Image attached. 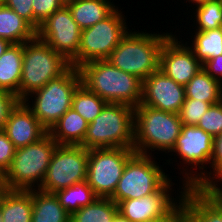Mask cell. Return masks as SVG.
Wrapping results in <instances>:
<instances>
[{
	"label": "cell",
	"mask_w": 222,
	"mask_h": 222,
	"mask_svg": "<svg viewBox=\"0 0 222 222\" xmlns=\"http://www.w3.org/2000/svg\"><path fill=\"white\" fill-rule=\"evenodd\" d=\"M81 84L107 103L137 107L142 97V80L113 66L107 60H93L78 67Z\"/></svg>",
	"instance_id": "obj_1"
},
{
	"label": "cell",
	"mask_w": 222,
	"mask_h": 222,
	"mask_svg": "<svg viewBox=\"0 0 222 222\" xmlns=\"http://www.w3.org/2000/svg\"><path fill=\"white\" fill-rule=\"evenodd\" d=\"M171 35L130 30L106 60L143 81L159 70L162 46Z\"/></svg>",
	"instance_id": "obj_2"
},
{
	"label": "cell",
	"mask_w": 222,
	"mask_h": 222,
	"mask_svg": "<svg viewBox=\"0 0 222 222\" xmlns=\"http://www.w3.org/2000/svg\"><path fill=\"white\" fill-rule=\"evenodd\" d=\"M182 125L177 113L139 104L134 108L133 149L136 153L144 155H152L151 152L155 150L171 153Z\"/></svg>",
	"instance_id": "obj_3"
},
{
	"label": "cell",
	"mask_w": 222,
	"mask_h": 222,
	"mask_svg": "<svg viewBox=\"0 0 222 222\" xmlns=\"http://www.w3.org/2000/svg\"><path fill=\"white\" fill-rule=\"evenodd\" d=\"M81 146L88 150L134 148V108L121 103H107L88 124Z\"/></svg>",
	"instance_id": "obj_4"
},
{
	"label": "cell",
	"mask_w": 222,
	"mask_h": 222,
	"mask_svg": "<svg viewBox=\"0 0 222 222\" xmlns=\"http://www.w3.org/2000/svg\"><path fill=\"white\" fill-rule=\"evenodd\" d=\"M71 67L70 62L35 36L24 43L22 77L17 98L24 101L48 81L58 78Z\"/></svg>",
	"instance_id": "obj_5"
},
{
	"label": "cell",
	"mask_w": 222,
	"mask_h": 222,
	"mask_svg": "<svg viewBox=\"0 0 222 222\" xmlns=\"http://www.w3.org/2000/svg\"><path fill=\"white\" fill-rule=\"evenodd\" d=\"M57 145L47 133L37 142L17 148L10 168L3 175L8 189H39Z\"/></svg>",
	"instance_id": "obj_6"
},
{
	"label": "cell",
	"mask_w": 222,
	"mask_h": 222,
	"mask_svg": "<svg viewBox=\"0 0 222 222\" xmlns=\"http://www.w3.org/2000/svg\"><path fill=\"white\" fill-rule=\"evenodd\" d=\"M80 84L79 70L71 66L64 74L48 81L41 89L32 92L23 102L49 131L72 107L73 94ZM30 98L32 104L29 101Z\"/></svg>",
	"instance_id": "obj_7"
},
{
	"label": "cell",
	"mask_w": 222,
	"mask_h": 222,
	"mask_svg": "<svg viewBox=\"0 0 222 222\" xmlns=\"http://www.w3.org/2000/svg\"><path fill=\"white\" fill-rule=\"evenodd\" d=\"M213 146L214 137L209 133L196 125H182L181 133L171 152L177 154L176 156H179V160L184 162L182 163L184 164L183 167L180 169L183 170L182 175H185L182 177L184 179L182 182L187 187L202 189L207 186V165L211 164ZM185 164L188 165H186V169L184 168ZM204 166L206 170H204ZM188 168H192L194 171ZM195 169L200 172L195 171Z\"/></svg>",
	"instance_id": "obj_8"
},
{
	"label": "cell",
	"mask_w": 222,
	"mask_h": 222,
	"mask_svg": "<svg viewBox=\"0 0 222 222\" xmlns=\"http://www.w3.org/2000/svg\"><path fill=\"white\" fill-rule=\"evenodd\" d=\"M152 155L135 153L128 161L110 197L116 204L158 192L171 178ZM167 174V175H166Z\"/></svg>",
	"instance_id": "obj_9"
},
{
	"label": "cell",
	"mask_w": 222,
	"mask_h": 222,
	"mask_svg": "<svg viewBox=\"0 0 222 222\" xmlns=\"http://www.w3.org/2000/svg\"><path fill=\"white\" fill-rule=\"evenodd\" d=\"M118 9L103 21L81 31L78 53L70 62L71 66L78 68L87 62L106 60L110 56L129 31L125 15Z\"/></svg>",
	"instance_id": "obj_10"
},
{
	"label": "cell",
	"mask_w": 222,
	"mask_h": 222,
	"mask_svg": "<svg viewBox=\"0 0 222 222\" xmlns=\"http://www.w3.org/2000/svg\"><path fill=\"white\" fill-rule=\"evenodd\" d=\"M133 148H96L89 150L86 181L95 194L110 198L118 185Z\"/></svg>",
	"instance_id": "obj_11"
},
{
	"label": "cell",
	"mask_w": 222,
	"mask_h": 222,
	"mask_svg": "<svg viewBox=\"0 0 222 222\" xmlns=\"http://www.w3.org/2000/svg\"><path fill=\"white\" fill-rule=\"evenodd\" d=\"M89 150L81 145H57L39 190L56 193L87 178Z\"/></svg>",
	"instance_id": "obj_12"
},
{
	"label": "cell",
	"mask_w": 222,
	"mask_h": 222,
	"mask_svg": "<svg viewBox=\"0 0 222 222\" xmlns=\"http://www.w3.org/2000/svg\"><path fill=\"white\" fill-rule=\"evenodd\" d=\"M81 31L65 4L40 23L36 36L71 62L78 53Z\"/></svg>",
	"instance_id": "obj_13"
},
{
	"label": "cell",
	"mask_w": 222,
	"mask_h": 222,
	"mask_svg": "<svg viewBox=\"0 0 222 222\" xmlns=\"http://www.w3.org/2000/svg\"><path fill=\"white\" fill-rule=\"evenodd\" d=\"M183 184L181 194L176 200L172 198L173 182L169 180L158 192L138 199H127L119 202L118 213L131 222H150L166 216L182 201L187 186ZM171 192V193H170ZM178 201V202H176Z\"/></svg>",
	"instance_id": "obj_14"
},
{
	"label": "cell",
	"mask_w": 222,
	"mask_h": 222,
	"mask_svg": "<svg viewBox=\"0 0 222 222\" xmlns=\"http://www.w3.org/2000/svg\"><path fill=\"white\" fill-rule=\"evenodd\" d=\"M178 41L172 34L162 46L159 69L176 83L185 86L201 69L202 63L195 57L188 43Z\"/></svg>",
	"instance_id": "obj_15"
},
{
	"label": "cell",
	"mask_w": 222,
	"mask_h": 222,
	"mask_svg": "<svg viewBox=\"0 0 222 222\" xmlns=\"http://www.w3.org/2000/svg\"><path fill=\"white\" fill-rule=\"evenodd\" d=\"M185 99L184 86L166 76L160 69L142 81V105L178 114Z\"/></svg>",
	"instance_id": "obj_16"
},
{
	"label": "cell",
	"mask_w": 222,
	"mask_h": 222,
	"mask_svg": "<svg viewBox=\"0 0 222 222\" xmlns=\"http://www.w3.org/2000/svg\"><path fill=\"white\" fill-rule=\"evenodd\" d=\"M3 130L16 149L37 142L48 133L23 101L10 112Z\"/></svg>",
	"instance_id": "obj_17"
},
{
	"label": "cell",
	"mask_w": 222,
	"mask_h": 222,
	"mask_svg": "<svg viewBox=\"0 0 222 222\" xmlns=\"http://www.w3.org/2000/svg\"><path fill=\"white\" fill-rule=\"evenodd\" d=\"M88 123L70 108L48 131L58 145H81L86 136Z\"/></svg>",
	"instance_id": "obj_18"
},
{
	"label": "cell",
	"mask_w": 222,
	"mask_h": 222,
	"mask_svg": "<svg viewBox=\"0 0 222 222\" xmlns=\"http://www.w3.org/2000/svg\"><path fill=\"white\" fill-rule=\"evenodd\" d=\"M111 0H71L68 6L73 19L81 30L103 21L117 8Z\"/></svg>",
	"instance_id": "obj_19"
},
{
	"label": "cell",
	"mask_w": 222,
	"mask_h": 222,
	"mask_svg": "<svg viewBox=\"0 0 222 222\" xmlns=\"http://www.w3.org/2000/svg\"><path fill=\"white\" fill-rule=\"evenodd\" d=\"M24 43L11 44L0 57V90L19 94Z\"/></svg>",
	"instance_id": "obj_20"
},
{
	"label": "cell",
	"mask_w": 222,
	"mask_h": 222,
	"mask_svg": "<svg viewBox=\"0 0 222 222\" xmlns=\"http://www.w3.org/2000/svg\"><path fill=\"white\" fill-rule=\"evenodd\" d=\"M183 200L190 222H222V209L202 189L187 187Z\"/></svg>",
	"instance_id": "obj_21"
},
{
	"label": "cell",
	"mask_w": 222,
	"mask_h": 222,
	"mask_svg": "<svg viewBox=\"0 0 222 222\" xmlns=\"http://www.w3.org/2000/svg\"><path fill=\"white\" fill-rule=\"evenodd\" d=\"M3 222H31L32 190H8L0 203Z\"/></svg>",
	"instance_id": "obj_22"
},
{
	"label": "cell",
	"mask_w": 222,
	"mask_h": 222,
	"mask_svg": "<svg viewBox=\"0 0 222 222\" xmlns=\"http://www.w3.org/2000/svg\"><path fill=\"white\" fill-rule=\"evenodd\" d=\"M32 203L31 222H70V214L54 193L32 189Z\"/></svg>",
	"instance_id": "obj_23"
},
{
	"label": "cell",
	"mask_w": 222,
	"mask_h": 222,
	"mask_svg": "<svg viewBox=\"0 0 222 222\" xmlns=\"http://www.w3.org/2000/svg\"><path fill=\"white\" fill-rule=\"evenodd\" d=\"M36 36V30L15 11L0 7V38L12 44L25 43Z\"/></svg>",
	"instance_id": "obj_24"
},
{
	"label": "cell",
	"mask_w": 222,
	"mask_h": 222,
	"mask_svg": "<svg viewBox=\"0 0 222 222\" xmlns=\"http://www.w3.org/2000/svg\"><path fill=\"white\" fill-rule=\"evenodd\" d=\"M186 99H198L211 105L222 100V84L203 68L184 86Z\"/></svg>",
	"instance_id": "obj_25"
},
{
	"label": "cell",
	"mask_w": 222,
	"mask_h": 222,
	"mask_svg": "<svg viewBox=\"0 0 222 222\" xmlns=\"http://www.w3.org/2000/svg\"><path fill=\"white\" fill-rule=\"evenodd\" d=\"M118 205L110 198L98 197L70 215V222H113Z\"/></svg>",
	"instance_id": "obj_26"
},
{
	"label": "cell",
	"mask_w": 222,
	"mask_h": 222,
	"mask_svg": "<svg viewBox=\"0 0 222 222\" xmlns=\"http://www.w3.org/2000/svg\"><path fill=\"white\" fill-rule=\"evenodd\" d=\"M54 194L70 215L78 211L81 207L93 203L98 198L86 180L59 190Z\"/></svg>",
	"instance_id": "obj_27"
},
{
	"label": "cell",
	"mask_w": 222,
	"mask_h": 222,
	"mask_svg": "<svg viewBox=\"0 0 222 222\" xmlns=\"http://www.w3.org/2000/svg\"><path fill=\"white\" fill-rule=\"evenodd\" d=\"M194 32V39L189 47L202 64L212 57L222 55V33L219 28Z\"/></svg>",
	"instance_id": "obj_28"
},
{
	"label": "cell",
	"mask_w": 222,
	"mask_h": 222,
	"mask_svg": "<svg viewBox=\"0 0 222 222\" xmlns=\"http://www.w3.org/2000/svg\"><path fill=\"white\" fill-rule=\"evenodd\" d=\"M107 104L94 92L80 84L75 90L72 98V108L78 112L88 124L96 118Z\"/></svg>",
	"instance_id": "obj_29"
},
{
	"label": "cell",
	"mask_w": 222,
	"mask_h": 222,
	"mask_svg": "<svg viewBox=\"0 0 222 222\" xmlns=\"http://www.w3.org/2000/svg\"><path fill=\"white\" fill-rule=\"evenodd\" d=\"M196 31L218 29L222 24V0H210L195 9ZM198 25V26H197Z\"/></svg>",
	"instance_id": "obj_30"
},
{
	"label": "cell",
	"mask_w": 222,
	"mask_h": 222,
	"mask_svg": "<svg viewBox=\"0 0 222 222\" xmlns=\"http://www.w3.org/2000/svg\"><path fill=\"white\" fill-rule=\"evenodd\" d=\"M210 106V103L198 99H185L178 115L184 125L197 126L199 120Z\"/></svg>",
	"instance_id": "obj_31"
},
{
	"label": "cell",
	"mask_w": 222,
	"mask_h": 222,
	"mask_svg": "<svg viewBox=\"0 0 222 222\" xmlns=\"http://www.w3.org/2000/svg\"><path fill=\"white\" fill-rule=\"evenodd\" d=\"M197 126L214 138L222 133V100L208 108Z\"/></svg>",
	"instance_id": "obj_32"
},
{
	"label": "cell",
	"mask_w": 222,
	"mask_h": 222,
	"mask_svg": "<svg viewBox=\"0 0 222 222\" xmlns=\"http://www.w3.org/2000/svg\"><path fill=\"white\" fill-rule=\"evenodd\" d=\"M65 5L61 0H33L34 29L37 30L47 17Z\"/></svg>",
	"instance_id": "obj_33"
},
{
	"label": "cell",
	"mask_w": 222,
	"mask_h": 222,
	"mask_svg": "<svg viewBox=\"0 0 222 222\" xmlns=\"http://www.w3.org/2000/svg\"><path fill=\"white\" fill-rule=\"evenodd\" d=\"M209 167L212 171L210 169V172H207V186L217 185L218 180L222 179V133L214 138L213 156Z\"/></svg>",
	"instance_id": "obj_34"
},
{
	"label": "cell",
	"mask_w": 222,
	"mask_h": 222,
	"mask_svg": "<svg viewBox=\"0 0 222 222\" xmlns=\"http://www.w3.org/2000/svg\"><path fill=\"white\" fill-rule=\"evenodd\" d=\"M16 148L4 130H0V175L10 168Z\"/></svg>",
	"instance_id": "obj_35"
},
{
	"label": "cell",
	"mask_w": 222,
	"mask_h": 222,
	"mask_svg": "<svg viewBox=\"0 0 222 222\" xmlns=\"http://www.w3.org/2000/svg\"><path fill=\"white\" fill-rule=\"evenodd\" d=\"M20 102L15 94L0 90V130L4 129L10 112Z\"/></svg>",
	"instance_id": "obj_36"
},
{
	"label": "cell",
	"mask_w": 222,
	"mask_h": 222,
	"mask_svg": "<svg viewBox=\"0 0 222 222\" xmlns=\"http://www.w3.org/2000/svg\"><path fill=\"white\" fill-rule=\"evenodd\" d=\"M33 0H6L5 6L15 11L34 28Z\"/></svg>",
	"instance_id": "obj_37"
},
{
	"label": "cell",
	"mask_w": 222,
	"mask_h": 222,
	"mask_svg": "<svg viewBox=\"0 0 222 222\" xmlns=\"http://www.w3.org/2000/svg\"><path fill=\"white\" fill-rule=\"evenodd\" d=\"M150 222H190L188 208L186 202L182 199L180 203L166 216Z\"/></svg>",
	"instance_id": "obj_38"
},
{
	"label": "cell",
	"mask_w": 222,
	"mask_h": 222,
	"mask_svg": "<svg viewBox=\"0 0 222 222\" xmlns=\"http://www.w3.org/2000/svg\"><path fill=\"white\" fill-rule=\"evenodd\" d=\"M202 68L215 80L222 84V55L212 57L202 64Z\"/></svg>",
	"instance_id": "obj_39"
},
{
	"label": "cell",
	"mask_w": 222,
	"mask_h": 222,
	"mask_svg": "<svg viewBox=\"0 0 222 222\" xmlns=\"http://www.w3.org/2000/svg\"><path fill=\"white\" fill-rule=\"evenodd\" d=\"M202 190L222 209V190L217 185H208Z\"/></svg>",
	"instance_id": "obj_40"
},
{
	"label": "cell",
	"mask_w": 222,
	"mask_h": 222,
	"mask_svg": "<svg viewBox=\"0 0 222 222\" xmlns=\"http://www.w3.org/2000/svg\"><path fill=\"white\" fill-rule=\"evenodd\" d=\"M8 187L6 182L4 181L3 176L0 175V203L2 201V198L4 197V195L6 194V192L8 191Z\"/></svg>",
	"instance_id": "obj_41"
},
{
	"label": "cell",
	"mask_w": 222,
	"mask_h": 222,
	"mask_svg": "<svg viewBox=\"0 0 222 222\" xmlns=\"http://www.w3.org/2000/svg\"><path fill=\"white\" fill-rule=\"evenodd\" d=\"M8 40L0 38V57L3 55V53L7 50V48L11 45Z\"/></svg>",
	"instance_id": "obj_42"
},
{
	"label": "cell",
	"mask_w": 222,
	"mask_h": 222,
	"mask_svg": "<svg viewBox=\"0 0 222 222\" xmlns=\"http://www.w3.org/2000/svg\"><path fill=\"white\" fill-rule=\"evenodd\" d=\"M113 222H131V221H129L128 219L123 217L120 213H117V215L115 216Z\"/></svg>",
	"instance_id": "obj_43"
},
{
	"label": "cell",
	"mask_w": 222,
	"mask_h": 222,
	"mask_svg": "<svg viewBox=\"0 0 222 222\" xmlns=\"http://www.w3.org/2000/svg\"><path fill=\"white\" fill-rule=\"evenodd\" d=\"M188 3H195L194 5H196L195 6V8L196 7H198V6H200V5H203V4H205L207 1H210V0H186Z\"/></svg>",
	"instance_id": "obj_44"
},
{
	"label": "cell",
	"mask_w": 222,
	"mask_h": 222,
	"mask_svg": "<svg viewBox=\"0 0 222 222\" xmlns=\"http://www.w3.org/2000/svg\"><path fill=\"white\" fill-rule=\"evenodd\" d=\"M6 0H0V7L5 5Z\"/></svg>",
	"instance_id": "obj_45"
},
{
	"label": "cell",
	"mask_w": 222,
	"mask_h": 222,
	"mask_svg": "<svg viewBox=\"0 0 222 222\" xmlns=\"http://www.w3.org/2000/svg\"><path fill=\"white\" fill-rule=\"evenodd\" d=\"M64 4L69 3L71 0H61Z\"/></svg>",
	"instance_id": "obj_46"
},
{
	"label": "cell",
	"mask_w": 222,
	"mask_h": 222,
	"mask_svg": "<svg viewBox=\"0 0 222 222\" xmlns=\"http://www.w3.org/2000/svg\"><path fill=\"white\" fill-rule=\"evenodd\" d=\"M218 182H219L220 184H219V185L217 184V186H221V187H219V188L222 190V183H221V182H222V179H221L220 181H218Z\"/></svg>",
	"instance_id": "obj_47"
},
{
	"label": "cell",
	"mask_w": 222,
	"mask_h": 222,
	"mask_svg": "<svg viewBox=\"0 0 222 222\" xmlns=\"http://www.w3.org/2000/svg\"><path fill=\"white\" fill-rule=\"evenodd\" d=\"M0 222H3V217H2L1 211H0Z\"/></svg>",
	"instance_id": "obj_48"
},
{
	"label": "cell",
	"mask_w": 222,
	"mask_h": 222,
	"mask_svg": "<svg viewBox=\"0 0 222 222\" xmlns=\"http://www.w3.org/2000/svg\"><path fill=\"white\" fill-rule=\"evenodd\" d=\"M219 29H220V31H221V33H222V24L220 25Z\"/></svg>",
	"instance_id": "obj_49"
}]
</instances>
